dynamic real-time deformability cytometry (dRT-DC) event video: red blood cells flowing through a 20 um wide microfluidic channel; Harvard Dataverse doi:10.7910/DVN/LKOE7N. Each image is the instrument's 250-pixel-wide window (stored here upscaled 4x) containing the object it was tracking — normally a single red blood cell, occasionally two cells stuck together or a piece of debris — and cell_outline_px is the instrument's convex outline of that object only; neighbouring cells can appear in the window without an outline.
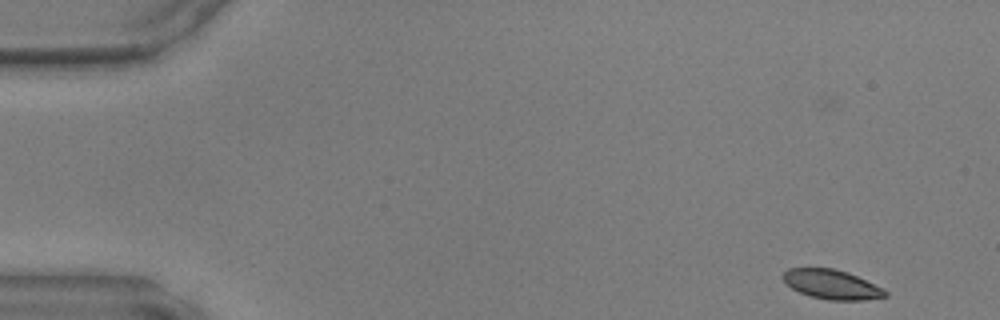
{"species": "common noctule bat (a hibernating species)", "species_latin": "Nyctalus noctula", "temperature_condition": "warm", "stored_images_in_passage": 45, "camera_frame_rate_fps": 3000, "um_per_image_px": 0.085, "animal": {"sex": "male", "body_mass_g": 17.9, "forearm_length_mm": 54.2}, "frame": {"image": 1, "passage_image": 1, "time_ms": 0.0, "image_size_px": [1000, 320], "cell_outline_px": [[888, 296], [864, 300], [828, 300], [808, 296], [792, 288], [784, 280], [784, 272], [788, 268], [832, 268], [848, 272], [884, 288], [888, 292]], "centroid_in_image_um": [70.74, 24.18], "position_along_channel_um": 14.3, "area_um2": 17.51}}
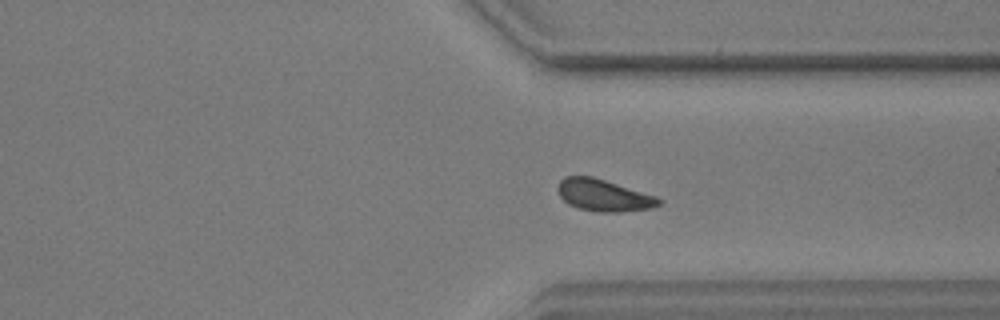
{"frame": {"image": 2, "passage_image": 34, "time_ms": 11.0, "image_size_px": [1000, 320], "cell_outline_px": [[664, 200], [660, 204], [652, 208], [620, 212], [596, 212], [580, 208], [568, 204], [560, 196], [556, 188], [560, 180], [564, 176], [592, 176], [656, 196]], "centroid_in_image_um": [51.3, 16.6], "position_along_channel_um": 360.1, "area_um2": 18.79}}
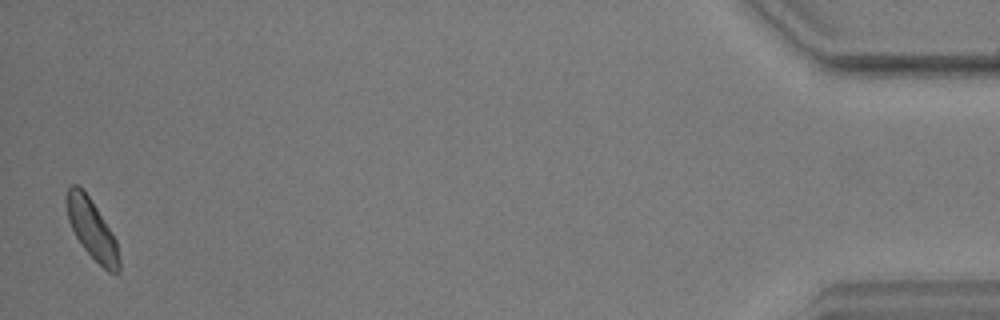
{"frame": {"image": 3, "passage_image": 45, "time_ms": 14.667, "image_size_px": [1000, 320], "cell_outline_px": [[120, 272], [108, 272], [84, 248], [76, 236], [68, 220], [68, 188], [72, 184], [76, 184], [88, 196], [112, 232], [116, 240], [120, 260]], "centroid_in_image_um": [7.86, 19.54], "position_along_channel_um": 427.3, "area_um2": 17.51}}